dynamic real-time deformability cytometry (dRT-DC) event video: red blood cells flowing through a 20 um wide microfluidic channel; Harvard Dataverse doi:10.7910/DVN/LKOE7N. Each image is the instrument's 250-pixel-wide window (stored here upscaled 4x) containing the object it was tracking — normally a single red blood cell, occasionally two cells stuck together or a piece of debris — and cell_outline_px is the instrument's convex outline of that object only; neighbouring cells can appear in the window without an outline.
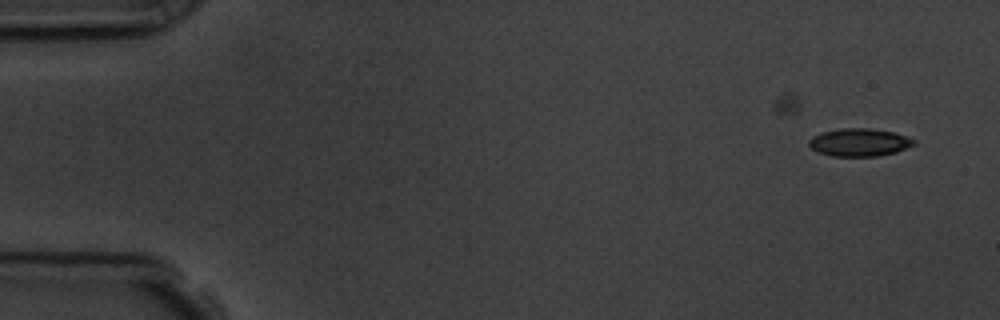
{"species": "common noctule bat (a hibernating species)", "species_latin": "Nyctalus noctula", "temperature_condition": "room temperature", "stored_images_in_passage": 6, "segment_of_instrument_passage": [2, 2], "camera_frame_rate_fps": 3000, "um_per_image_px": 0.085, "animal": {"sex": "male", "body_mass_g": 19.5, "forearm_length_mm": 54.6}, "frame": {"image": 1, "passage_image": 6, "time_ms": 5.667, "image_size_px": [1000, 320], "cell_outline_px": [[916, 144], [896, 152], [876, 156], [832, 156], [816, 152], [808, 144], [808, 140], [812, 136], [824, 132], [840, 128], [872, 128], [892, 132], [916, 140]], "centroid_in_image_um": [73.02, 12.1], "position_along_channel_um": 12.0, "area_um2": 16.99}}